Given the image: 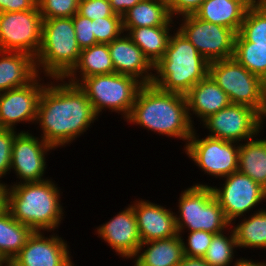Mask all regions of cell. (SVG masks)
Listing matches in <instances>:
<instances>
[{
    "instance_id": "32",
    "label": "cell",
    "mask_w": 266,
    "mask_h": 266,
    "mask_svg": "<svg viewBox=\"0 0 266 266\" xmlns=\"http://www.w3.org/2000/svg\"><path fill=\"white\" fill-rule=\"evenodd\" d=\"M239 33L248 42L266 46V2H253L248 7Z\"/></svg>"
},
{
    "instance_id": "7",
    "label": "cell",
    "mask_w": 266,
    "mask_h": 266,
    "mask_svg": "<svg viewBox=\"0 0 266 266\" xmlns=\"http://www.w3.org/2000/svg\"><path fill=\"white\" fill-rule=\"evenodd\" d=\"M77 85L98 117L109 109V112L120 114L125 121L143 83L133 76L114 72L83 78Z\"/></svg>"
},
{
    "instance_id": "2",
    "label": "cell",
    "mask_w": 266,
    "mask_h": 266,
    "mask_svg": "<svg viewBox=\"0 0 266 266\" xmlns=\"http://www.w3.org/2000/svg\"><path fill=\"white\" fill-rule=\"evenodd\" d=\"M125 122L182 140L184 148L195 128L188 116L186 96L163 91L152 83L142 85Z\"/></svg>"
},
{
    "instance_id": "30",
    "label": "cell",
    "mask_w": 266,
    "mask_h": 266,
    "mask_svg": "<svg viewBox=\"0 0 266 266\" xmlns=\"http://www.w3.org/2000/svg\"><path fill=\"white\" fill-rule=\"evenodd\" d=\"M226 232L228 233L226 234ZM237 248L235 234L233 229L230 227L228 231H224L213 236L211 244L207 248L203 259L210 266H232V264L233 266H238L243 260V257H234V253H237Z\"/></svg>"
},
{
    "instance_id": "20",
    "label": "cell",
    "mask_w": 266,
    "mask_h": 266,
    "mask_svg": "<svg viewBox=\"0 0 266 266\" xmlns=\"http://www.w3.org/2000/svg\"><path fill=\"white\" fill-rule=\"evenodd\" d=\"M188 116L194 126V117L201 123L211 115L227 107L231 102L228 95L208 75L200 80L185 95ZM192 112V113H191ZM195 115V116H193Z\"/></svg>"
},
{
    "instance_id": "3",
    "label": "cell",
    "mask_w": 266,
    "mask_h": 266,
    "mask_svg": "<svg viewBox=\"0 0 266 266\" xmlns=\"http://www.w3.org/2000/svg\"><path fill=\"white\" fill-rule=\"evenodd\" d=\"M5 185V207L20 223L33 231L50 233L63 223V192L52 178L41 182Z\"/></svg>"
},
{
    "instance_id": "43",
    "label": "cell",
    "mask_w": 266,
    "mask_h": 266,
    "mask_svg": "<svg viewBox=\"0 0 266 266\" xmlns=\"http://www.w3.org/2000/svg\"><path fill=\"white\" fill-rule=\"evenodd\" d=\"M238 266H266V261L254 262L252 259L243 258Z\"/></svg>"
},
{
    "instance_id": "15",
    "label": "cell",
    "mask_w": 266,
    "mask_h": 266,
    "mask_svg": "<svg viewBox=\"0 0 266 266\" xmlns=\"http://www.w3.org/2000/svg\"><path fill=\"white\" fill-rule=\"evenodd\" d=\"M34 231L10 266H76L70 246L59 234Z\"/></svg>"
},
{
    "instance_id": "17",
    "label": "cell",
    "mask_w": 266,
    "mask_h": 266,
    "mask_svg": "<svg viewBox=\"0 0 266 266\" xmlns=\"http://www.w3.org/2000/svg\"><path fill=\"white\" fill-rule=\"evenodd\" d=\"M94 232L111 247V250L126 260H132L142 243L131 204L113 215L109 221L97 226Z\"/></svg>"
},
{
    "instance_id": "25",
    "label": "cell",
    "mask_w": 266,
    "mask_h": 266,
    "mask_svg": "<svg viewBox=\"0 0 266 266\" xmlns=\"http://www.w3.org/2000/svg\"><path fill=\"white\" fill-rule=\"evenodd\" d=\"M123 28L178 26L165 0H143L122 15ZM174 24V25H173Z\"/></svg>"
},
{
    "instance_id": "28",
    "label": "cell",
    "mask_w": 266,
    "mask_h": 266,
    "mask_svg": "<svg viewBox=\"0 0 266 266\" xmlns=\"http://www.w3.org/2000/svg\"><path fill=\"white\" fill-rule=\"evenodd\" d=\"M34 231L14 219L4 206L0 210V256L11 262Z\"/></svg>"
},
{
    "instance_id": "31",
    "label": "cell",
    "mask_w": 266,
    "mask_h": 266,
    "mask_svg": "<svg viewBox=\"0 0 266 266\" xmlns=\"http://www.w3.org/2000/svg\"><path fill=\"white\" fill-rule=\"evenodd\" d=\"M233 57L248 71L266 80V46L248 42L237 33Z\"/></svg>"
},
{
    "instance_id": "19",
    "label": "cell",
    "mask_w": 266,
    "mask_h": 266,
    "mask_svg": "<svg viewBox=\"0 0 266 266\" xmlns=\"http://www.w3.org/2000/svg\"><path fill=\"white\" fill-rule=\"evenodd\" d=\"M108 48L116 73L133 76L143 84L152 82L154 65L126 33L108 43Z\"/></svg>"
},
{
    "instance_id": "33",
    "label": "cell",
    "mask_w": 266,
    "mask_h": 266,
    "mask_svg": "<svg viewBox=\"0 0 266 266\" xmlns=\"http://www.w3.org/2000/svg\"><path fill=\"white\" fill-rule=\"evenodd\" d=\"M42 19L69 18L78 12L79 0H37Z\"/></svg>"
},
{
    "instance_id": "12",
    "label": "cell",
    "mask_w": 266,
    "mask_h": 266,
    "mask_svg": "<svg viewBox=\"0 0 266 266\" xmlns=\"http://www.w3.org/2000/svg\"><path fill=\"white\" fill-rule=\"evenodd\" d=\"M265 119L255 110L245 105L230 103L201 124L209 131L208 136L226 141L243 143L253 139L265 127ZM211 132V133H210Z\"/></svg>"
},
{
    "instance_id": "27",
    "label": "cell",
    "mask_w": 266,
    "mask_h": 266,
    "mask_svg": "<svg viewBox=\"0 0 266 266\" xmlns=\"http://www.w3.org/2000/svg\"><path fill=\"white\" fill-rule=\"evenodd\" d=\"M261 133L240 143L238 152V171L249 176L266 189V137L259 138Z\"/></svg>"
},
{
    "instance_id": "45",
    "label": "cell",
    "mask_w": 266,
    "mask_h": 266,
    "mask_svg": "<svg viewBox=\"0 0 266 266\" xmlns=\"http://www.w3.org/2000/svg\"><path fill=\"white\" fill-rule=\"evenodd\" d=\"M0 266H10V262L4 257L0 256Z\"/></svg>"
},
{
    "instance_id": "39",
    "label": "cell",
    "mask_w": 266,
    "mask_h": 266,
    "mask_svg": "<svg viewBox=\"0 0 266 266\" xmlns=\"http://www.w3.org/2000/svg\"><path fill=\"white\" fill-rule=\"evenodd\" d=\"M167 9L173 19L194 14L204 0H165Z\"/></svg>"
},
{
    "instance_id": "40",
    "label": "cell",
    "mask_w": 266,
    "mask_h": 266,
    "mask_svg": "<svg viewBox=\"0 0 266 266\" xmlns=\"http://www.w3.org/2000/svg\"><path fill=\"white\" fill-rule=\"evenodd\" d=\"M36 6L37 0H0V13L27 11Z\"/></svg>"
},
{
    "instance_id": "18",
    "label": "cell",
    "mask_w": 266,
    "mask_h": 266,
    "mask_svg": "<svg viewBox=\"0 0 266 266\" xmlns=\"http://www.w3.org/2000/svg\"><path fill=\"white\" fill-rule=\"evenodd\" d=\"M140 199L133 203L131 201V205L142 243L178 235L175 212L172 208H166L147 199Z\"/></svg>"
},
{
    "instance_id": "14",
    "label": "cell",
    "mask_w": 266,
    "mask_h": 266,
    "mask_svg": "<svg viewBox=\"0 0 266 266\" xmlns=\"http://www.w3.org/2000/svg\"><path fill=\"white\" fill-rule=\"evenodd\" d=\"M39 137L34 136L29 130H21L15 136L12 143L10 170L14 171L20 181L16 180L11 185L48 179L45 178L46 158L48 152L51 153L55 148Z\"/></svg>"
},
{
    "instance_id": "16",
    "label": "cell",
    "mask_w": 266,
    "mask_h": 266,
    "mask_svg": "<svg viewBox=\"0 0 266 266\" xmlns=\"http://www.w3.org/2000/svg\"><path fill=\"white\" fill-rule=\"evenodd\" d=\"M42 76L38 75L26 86L0 93V128L17 130L18 123L35 124L40 96L46 86Z\"/></svg>"
},
{
    "instance_id": "4",
    "label": "cell",
    "mask_w": 266,
    "mask_h": 266,
    "mask_svg": "<svg viewBox=\"0 0 266 266\" xmlns=\"http://www.w3.org/2000/svg\"><path fill=\"white\" fill-rule=\"evenodd\" d=\"M177 28L164 56L154 65L152 84L161 90L186 95L208 76L209 62Z\"/></svg>"
},
{
    "instance_id": "13",
    "label": "cell",
    "mask_w": 266,
    "mask_h": 266,
    "mask_svg": "<svg viewBox=\"0 0 266 266\" xmlns=\"http://www.w3.org/2000/svg\"><path fill=\"white\" fill-rule=\"evenodd\" d=\"M221 180H225L221 187H210L230 223L262 209L254 210L266 201V189L249 176L237 171Z\"/></svg>"
},
{
    "instance_id": "26",
    "label": "cell",
    "mask_w": 266,
    "mask_h": 266,
    "mask_svg": "<svg viewBox=\"0 0 266 266\" xmlns=\"http://www.w3.org/2000/svg\"><path fill=\"white\" fill-rule=\"evenodd\" d=\"M174 28L176 27L155 26L123 28V30L155 65L164 56Z\"/></svg>"
},
{
    "instance_id": "24",
    "label": "cell",
    "mask_w": 266,
    "mask_h": 266,
    "mask_svg": "<svg viewBox=\"0 0 266 266\" xmlns=\"http://www.w3.org/2000/svg\"><path fill=\"white\" fill-rule=\"evenodd\" d=\"M114 72L108 44L98 43L81 49L77 64L64 79L69 83L77 85L83 78Z\"/></svg>"
},
{
    "instance_id": "41",
    "label": "cell",
    "mask_w": 266,
    "mask_h": 266,
    "mask_svg": "<svg viewBox=\"0 0 266 266\" xmlns=\"http://www.w3.org/2000/svg\"><path fill=\"white\" fill-rule=\"evenodd\" d=\"M108 1L111 6L112 10L119 15H123L125 12H127L129 9H131L134 5H136L138 2L143 0H106Z\"/></svg>"
},
{
    "instance_id": "9",
    "label": "cell",
    "mask_w": 266,
    "mask_h": 266,
    "mask_svg": "<svg viewBox=\"0 0 266 266\" xmlns=\"http://www.w3.org/2000/svg\"><path fill=\"white\" fill-rule=\"evenodd\" d=\"M194 128L183 149L201 172L215 179H223L238 171L240 143L206 136L201 138Z\"/></svg>"
},
{
    "instance_id": "34",
    "label": "cell",
    "mask_w": 266,
    "mask_h": 266,
    "mask_svg": "<svg viewBox=\"0 0 266 266\" xmlns=\"http://www.w3.org/2000/svg\"><path fill=\"white\" fill-rule=\"evenodd\" d=\"M123 33L122 16H109L94 20L93 34L97 43H111Z\"/></svg>"
},
{
    "instance_id": "38",
    "label": "cell",
    "mask_w": 266,
    "mask_h": 266,
    "mask_svg": "<svg viewBox=\"0 0 266 266\" xmlns=\"http://www.w3.org/2000/svg\"><path fill=\"white\" fill-rule=\"evenodd\" d=\"M73 25L76 34V40L80 49L98 44L93 34L94 20H90L76 13L73 16Z\"/></svg>"
},
{
    "instance_id": "44",
    "label": "cell",
    "mask_w": 266,
    "mask_h": 266,
    "mask_svg": "<svg viewBox=\"0 0 266 266\" xmlns=\"http://www.w3.org/2000/svg\"><path fill=\"white\" fill-rule=\"evenodd\" d=\"M5 182L0 180V210L5 206Z\"/></svg>"
},
{
    "instance_id": "29",
    "label": "cell",
    "mask_w": 266,
    "mask_h": 266,
    "mask_svg": "<svg viewBox=\"0 0 266 266\" xmlns=\"http://www.w3.org/2000/svg\"><path fill=\"white\" fill-rule=\"evenodd\" d=\"M241 217L236 223L234 220L231 223V228L235 234L237 247L249 248L252 250H266V208L249 214V216ZM236 224V225H235Z\"/></svg>"
},
{
    "instance_id": "6",
    "label": "cell",
    "mask_w": 266,
    "mask_h": 266,
    "mask_svg": "<svg viewBox=\"0 0 266 266\" xmlns=\"http://www.w3.org/2000/svg\"><path fill=\"white\" fill-rule=\"evenodd\" d=\"M177 207L175 219L181 236L197 230L219 234L231 226L208 184L198 182L181 191Z\"/></svg>"
},
{
    "instance_id": "11",
    "label": "cell",
    "mask_w": 266,
    "mask_h": 266,
    "mask_svg": "<svg viewBox=\"0 0 266 266\" xmlns=\"http://www.w3.org/2000/svg\"><path fill=\"white\" fill-rule=\"evenodd\" d=\"M42 17L38 5L31 10L0 13V50L36 57L41 47Z\"/></svg>"
},
{
    "instance_id": "21",
    "label": "cell",
    "mask_w": 266,
    "mask_h": 266,
    "mask_svg": "<svg viewBox=\"0 0 266 266\" xmlns=\"http://www.w3.org/2000/svg\"><path fill=\"white\" fill-rule=\"evenodd\" d=\"M37 76L34 57L22 52L0 50V93L26 86Z\"/></svg>"
},
{
    "instance_id": "42",
    "label": "cell",
    "mask_w": 266,
    "mask_h": 266,
    "mask_svg": "<svg viewBox=\"0 0 266 266\" xmlns=\"http://www.w3.org/2000/svg\"><path fill=\"white\" fill-rule=\"evenodd\" d=\"M178 266H210L203 258L201 257H190L185 255L183 260Z\"/></svg>"
},
{
    "instance_id": "37",
    "label": "cell",
    "mask_w": 266,
    "mask_h": 266,
    "mask_svg": "<svg viewBox=\"0 0 266 266\" xmlns=\"http://www.w3.org/2000/svg\"><path fill=\"white\" fill-rule=\"evenodd\" d=\"M20 131L0 128V180L7 177V175L12 172L10 170L11 165V152H12V143L15 136Z\"/></svg>"
},
{
    "instance_id": "36",
    "label": "cell",
    "mask_w": 266,
    "mask_h": 266,
    "mask_svg": "<svg viewBox=\"0 0 266 266\" xmlns=\"http://www.w3.org/2000/svg\"><path fill=\"white\" fill-rule=\"evenodd\" d=\"M77 13L90 20L121 16L112 10L111 4L106 0H79Z\"/></svg>"
},
{
    "instance_id": "8",
    "label": "cell",
    "mask_w": 266,
    "mask_h": 266,
    "mask_svg": "<svg viewBox=\"0 0 266 266\" xmlns=\"http://www.w3.org/2000/svg\"><path fill=\"white\" fill-rule=\"evenodd\" d=\"M208 75L228 95L231 103L255 109L266 119L265 81L234 57L209 63Z\"/></svg>"
},
{
    "instance_id": "1",
    "label": "cell",
    "mask_w": 266,
    "mask_h": 266,
    "mask_svg": "<svg viewBox=\"0 0 266 266\" xmlns=\"http://www.w3.org/2000/svg\"><path fill=\"white\" fill-rule=\"evenodd\" d=\"M49 81L40 96L35 125L39 124L40 137L58 149L73 143L99 119L78 85L64 78Z\"/></svg>"
},
{
    "instance_id": "22",
    "label": "cell",
    "mask_w": 266,
    "mask_h": 266,
    "mask_svg": "<svg viewBox=\"0 0 266 266\" xmlns=\"http://www.w3.org/2000/svg\"><path fill=\"white\" fill-rule=\"evenodd\" d=\"M181 235L141 243L134 266H178L184 258Z\"/></svg>"
},
{
    "instance_id": "5",
    "label": "cell",
    "mask_w": 266,
    "mask_h": 266,
    "mask_svg": "<svg viewBox=\"0 0 266 266\" xmlns=\"http://www.w3.org/2000/svg\"><path fill=\"white\" fill-rule=\"evenodd\" d=\"M80 52L73 17L43 19L41 47L35 57L38 75L43 72L46 80L64 78L77 64Z\"/></svg>"
},
{
    "instance_id": "10",
    "label": "cell",
    "mask_w": 266,
    "mask_h": 266,
    "mask_svg": "<svg viewBox=\"0 0 266 266\" xmlns=\"http://www.w3.org/2000/svg\"><path fill=\"white\" fill-rule=\"evenodd\" d=\"M176 21L179 24L177 29L186 36L209 63L234 56L237 34L234 30L204 21L194 14L181 16Z\"/></svg>"
},
{
    "instance_id": "46",
    "label": "cell",
    "mask_w": 266,
    "mask_h": 266,
    "mask_svg": "<svg viewBox=\"0 0 266 266\" xmlns=\"http://www.w3.org/2000/svg\"><path fill=\"white\" fill-rule=\"evenodd\" d=\"M252 2H266V0H251Z\"/></svg>"
},
{
    "instance_id": "35",
    "label": "cell",
    "mask_w": 266,
    "mask_h": 266,
    "mask_svg": "<svg viewBox=\"0 0 266 266\" xmlns=\"http://www.w3.org/2000/svg\"><path fill=\"white\" fill-rule=\"evenodd\" d=\"M187 235L186 240L181 236L184 255L203 258L215 234L197 230L188 232Z\"/></svg>"
},
{
    "instance_id": "23",
    "label": "cell",
    "mask_w": 266,
    "mask_h": 266,
    "mask_svg": "<svg viewBox=\"0 0 266 266\" xmlns=\"http://www.w3.org/2000/svg\"><path fill=\"white\" fill-rule=\"evenodd\" d=\"M252 3L251 0H204L194 15L239 33L245 13Z\"/></svg>"
}]
</instances>
